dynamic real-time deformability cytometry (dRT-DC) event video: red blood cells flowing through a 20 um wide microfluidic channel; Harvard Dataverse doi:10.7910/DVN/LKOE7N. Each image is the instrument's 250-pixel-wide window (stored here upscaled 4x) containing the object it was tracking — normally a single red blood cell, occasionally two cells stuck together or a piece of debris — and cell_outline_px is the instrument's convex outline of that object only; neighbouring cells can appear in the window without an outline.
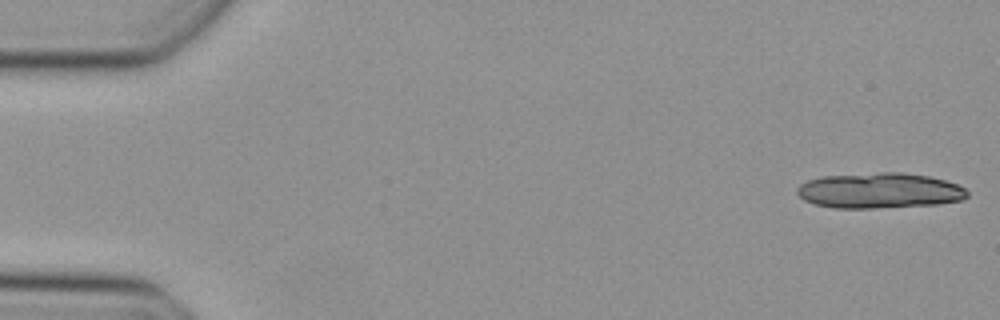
{"species": "Egyptian fruit bat (a non-hibernating species)", "species_latin": "Rousettus aegyptiacus", "temperature_condition": "cold", "stored_images_in_passage": 14, "camera_frame_rate_fps": 3000, "um_per_image_px": 0.085, "animal": {"sex": "female"}, "frame": {"image": 1, "passage_image": 1, "time_ms": 0.0, "image_size_px": [1000, 320], "cell_outline_px": [[968, 196], [964, 200], [936, 204], [872, 208], [832, 208], [816, 204], [804, 200], [796, 192], [796, 188], [800, 184], [808, 180], [824, 176], [880, 172], [900, 172], [928, 176], [944, 180], [956, 184], [964, 188], [968, 192]], "centroid_in_image_um": [74.75, 16.2], "position_along_channel_um": 10.3, "area_um2": 35.08}}